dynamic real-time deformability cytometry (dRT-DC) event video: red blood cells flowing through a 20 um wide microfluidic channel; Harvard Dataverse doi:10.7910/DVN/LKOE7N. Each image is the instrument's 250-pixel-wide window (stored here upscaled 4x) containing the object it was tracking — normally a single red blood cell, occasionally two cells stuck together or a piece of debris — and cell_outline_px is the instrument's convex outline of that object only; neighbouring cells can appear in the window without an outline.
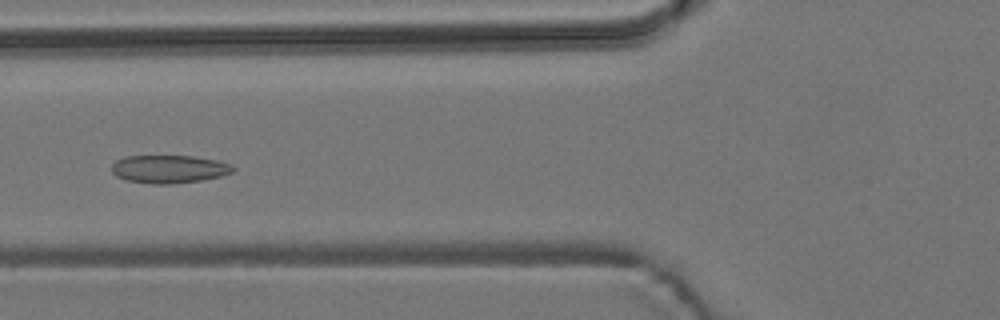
{"species": "common noctule bat (a hibernating species)", "species_latin": "Nyctalus noctula", "temperature_condition": "room temperature", "stored_images_in_passage": 7, "camera_frame_rate_fps": 3000, "um_per_image_px": 0.085, "animal": {"sex": "male", "body_mass_g": 19.2, "forearm_length_mm": 51.8}, "frame": {"image": 1, "passage_image": 5, "time_ms": 5.667, "image_size_px": [1000, 320], "cell_outline_px": [[236, 168], [232, 172], [220, 176], [200, 180], [168, 184], [152, 184], [128, 180], [116, 176], [112, 172], [112, 164], [116, 160], [124, 156], [192, 156], [216, 160], [232, 164]], "centroid_in_image_um": [14.36, 14.36], "position_along_channel_um": 111.4, "area_um2": 19.71}}
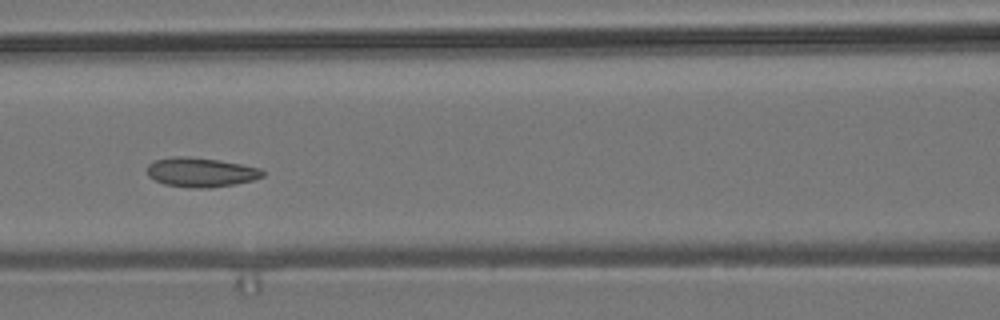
{"frame": {"image": 2, "passage_image": 6, "time_ms": 6.667, "image_size_px": [1000, 320], "cell_outline_px": [[264, 176], [252, 180], [236, 184], [208, 188], [196, 188], [164, 184], [148, 176], [148, 164], [152, 160], [172, 156], [184, 156], [216, 160], [240, 164], [260, 168], [264, 172]], "centroid_in_image_um": [17.05, 14.64], "position_along_channel_um": 149.6, "area_um2": 19.65}}
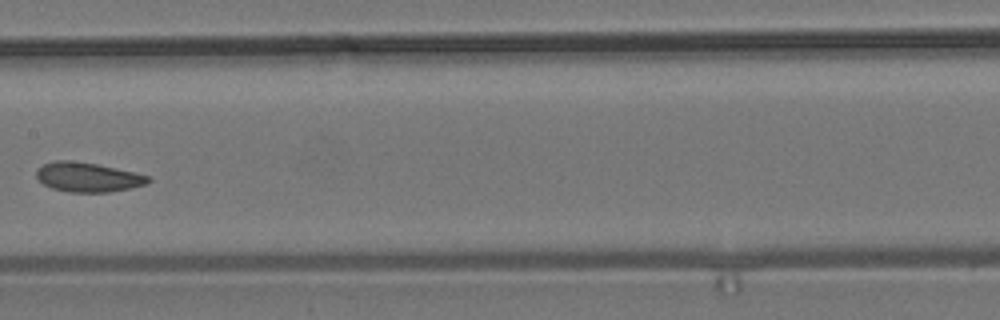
{"frame": {"image": 3, "passage_image": 7, "time_ms": 8.0, "image_size_px": [1000, 320], "cell_outline_px": [[152, 180], [148, 184], [132, 188], [108, 192], [68, 192], [52, 188], [44, 184], [36, 176], [36, 168], [44, 164], [56, 160], [72, 160], [96, 164], [132, 172], [148, 176]], "centroid_in_image_um": [7.46, 15.06], "position_along_channel_um": 199.9, "area_um2": 19.13}}